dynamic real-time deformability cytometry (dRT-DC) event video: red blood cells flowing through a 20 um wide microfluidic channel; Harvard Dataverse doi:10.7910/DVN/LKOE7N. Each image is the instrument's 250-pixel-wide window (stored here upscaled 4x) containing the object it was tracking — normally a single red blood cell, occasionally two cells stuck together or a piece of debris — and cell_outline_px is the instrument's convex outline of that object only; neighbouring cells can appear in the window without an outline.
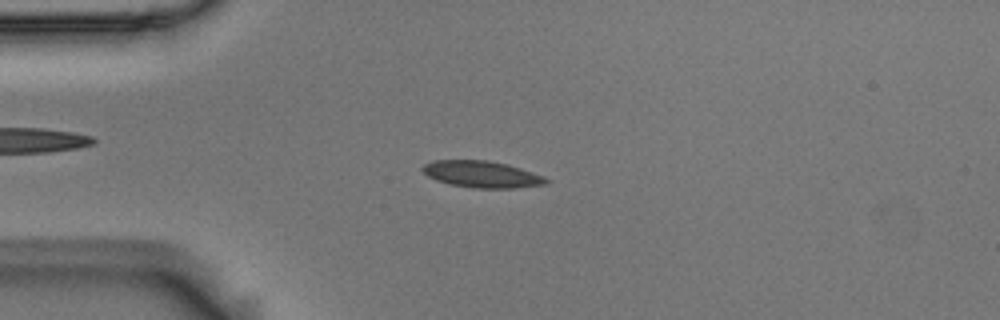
{"species": "Egyptian fruit bat (a non-hibernating species)", "species_latin": "Rousettus aegyptiacus", "temperature_condition": "room temperature", "stored_images_in_passage": 54, "camera_frame_rate_fps": 3000, "um_per_image_px": 0.085, "animal": {"sex": "male"}, "frame": {"image": 1, "passage_image": 13, "time_ms": 4.0, "image_size_px": [1000, 320], "cell_outline_px": [[548, 184], [516, 188], [476, 188], [452, 184], [436, 180], [428, 176], [420, 168], [424, 164], [432, 160], [488, 160], [508, 164], [544, 176], [548, 180]], "centroid_in_image_um": [40.96, 14.8], "position_along_channel_um": 44.0, "area_um2": 19.19}}
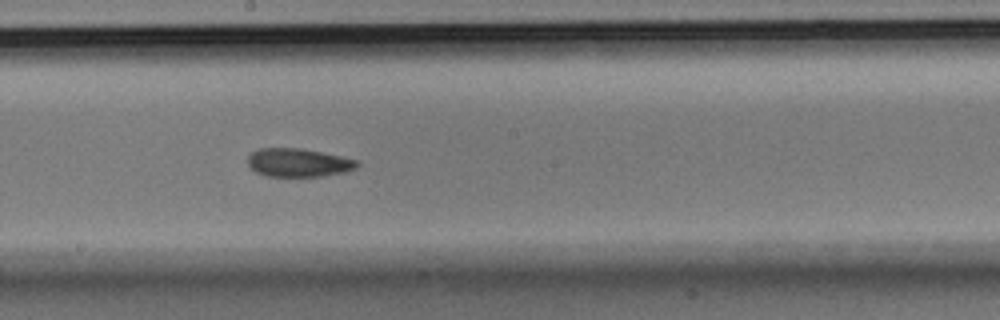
{"frame": {"image": 2, "passage_image": 29, "time_ms": 9.333, "image_size_px": [1000, 320], "cell_outline_px": [[360, 164], [356, 168], [348, 172], [324, 176], [268, 176], [256, 172], [248, 164], [248, 156], [252, 152], [260, 148], [300, 148], [360, 160]], "centroid_in_image_um": [25.41, 13.83], "position_along_channel_um": 222.8, "area_um2": 18.15}}
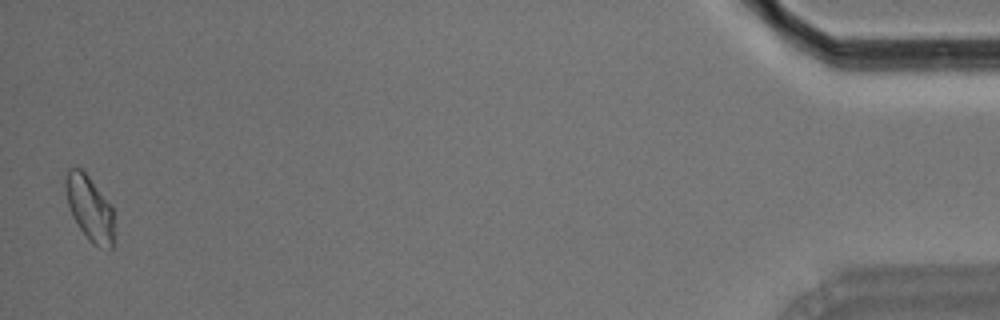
{"frame": {"image": 3, "passage_image": 53, "time_ms": 17.333, "image_size_px": [1000, 320], "cell_outline_px": [[112, 248], [100, 248], [92, 244], [88, 240], [72, 216], [68, 204], [64, 184], [64, 180], [68, 168], [80, 168], [88, 176], [112, 204]], "centroid_in_image_um": [7.59, 17.68], "position_along_channel_um": 427.6, "area_um2": 18.26}, "authors_computed_cell_mechanics": {"area_um2": 18.1492, "velocity_mm_per_s": 3.6957, "shape_relaxation_time_tau1_ms": 4.9619, "shape_relaxation_time_tau2_ms": 2.9986, "deformation_change_tau1": 0.1169, "deformation_change_tau2": 0.0734}}